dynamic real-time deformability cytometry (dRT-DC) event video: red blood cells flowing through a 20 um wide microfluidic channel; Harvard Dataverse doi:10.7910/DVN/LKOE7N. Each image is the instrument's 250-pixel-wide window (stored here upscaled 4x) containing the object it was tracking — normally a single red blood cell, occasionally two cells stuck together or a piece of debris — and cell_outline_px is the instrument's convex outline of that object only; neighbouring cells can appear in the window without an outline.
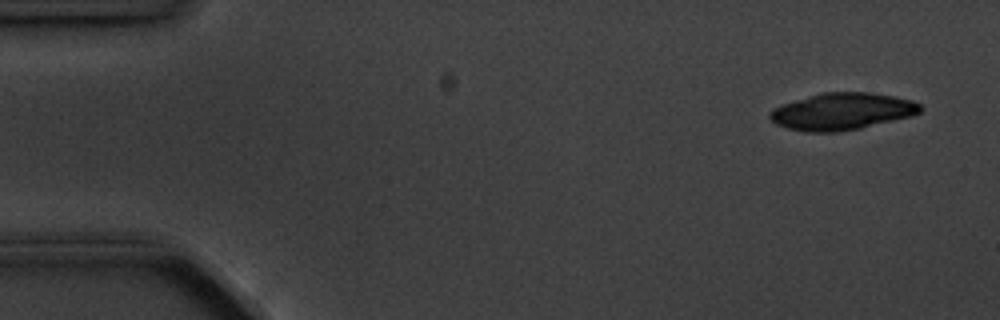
{"species": "common noctule bat (a hibernating species)", "species_latin": "Nyctalus noctula", "temperature_condition": "cold", "stored_images_in_passage": 5, "camera_frame_rate_fps": 3000, "um_per_image_px": 0.085, "animal": {"sex": "male", "body_mass_g": 20.1, "forearm_length_mm": 53.5}, "frame": {"image": 1, "passage_image": 1, "time_ms": 0.0, "image_size_px": [1000, 320], "cell_outline_px": [[924, 108], [920, 112], [912, 116], [860, 128], [836, 132], [808, 132], [788, 128], [776, 124], [768, 116], [768, 112], [784, 104], [820, 92], [872, 92], [896, 96], [912, 100], [920, 104]], "centroid_in_image_um": [71.62, 9.46], "position_along_channel_um": 13.4, "area_um2": 32.37}}
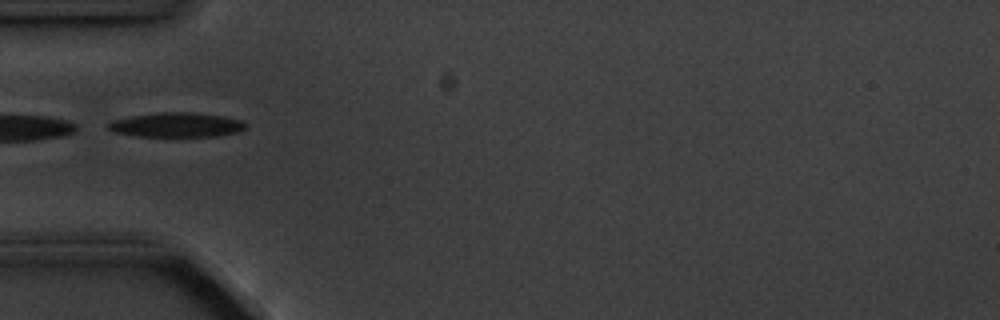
{"frame": {"image": 2, "passage_image": 5, "time_ms": 4.667, "image_size_px": [1000, 320], "cell_outline_px": [[248, 128], [240, 132], [216, 136], [136, 136], [112, 132], [104, 128], [112, 120], [132, 116], [156, 112], [196, 112], [224, 116], [244, 120], [248, 124]], "centroid_in_image_um": [15.05, 10.61], "position_along_channel_um": 70.0, "area_um2": 20.11}}